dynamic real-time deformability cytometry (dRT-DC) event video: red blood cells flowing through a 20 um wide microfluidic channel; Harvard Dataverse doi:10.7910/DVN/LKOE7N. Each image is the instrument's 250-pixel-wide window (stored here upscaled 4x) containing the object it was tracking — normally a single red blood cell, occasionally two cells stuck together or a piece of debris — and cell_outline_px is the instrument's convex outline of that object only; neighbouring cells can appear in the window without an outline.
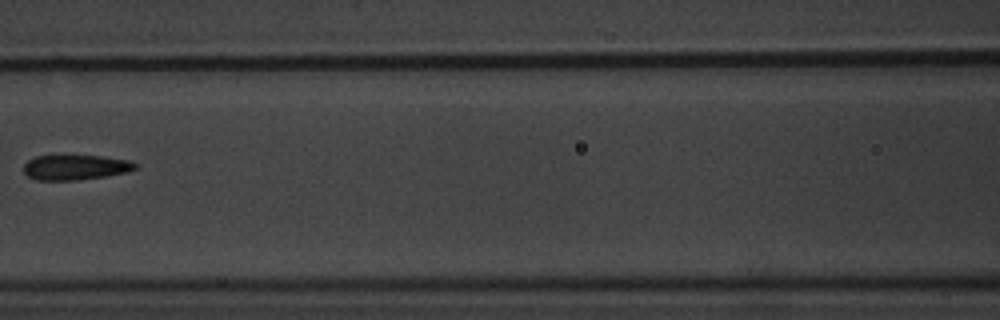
{"species": "common noctule bat (a hibernating species)", "species_latin": "Nyctalus noctula", "temperature_condition": "warm", "stored_images_in_passage": 8, "camera_frame_rate_fps": 3000, "um_per_image_px": 0.085, "animal": {"sex": "male", "body_mass_g": 20.1, "forearm_length_mm": 53.5}, "frame": {"image": 1, "passage_image": 8, "time_ms": 9.0, "image_size_px": [1000, 320], "cell_outline_px": [[140, 168], [128, 172], [104, 176], [76, 180], [36, 180], [28, 176], [24, 172], [24, 164], [28, 160], [36, 156], [100, 156], [128, 160], [136, 164]], "centroid_in_image_um": [6.42, 14.23], "position_along_channel_um": 160.2, "area_um2": 16.18}}